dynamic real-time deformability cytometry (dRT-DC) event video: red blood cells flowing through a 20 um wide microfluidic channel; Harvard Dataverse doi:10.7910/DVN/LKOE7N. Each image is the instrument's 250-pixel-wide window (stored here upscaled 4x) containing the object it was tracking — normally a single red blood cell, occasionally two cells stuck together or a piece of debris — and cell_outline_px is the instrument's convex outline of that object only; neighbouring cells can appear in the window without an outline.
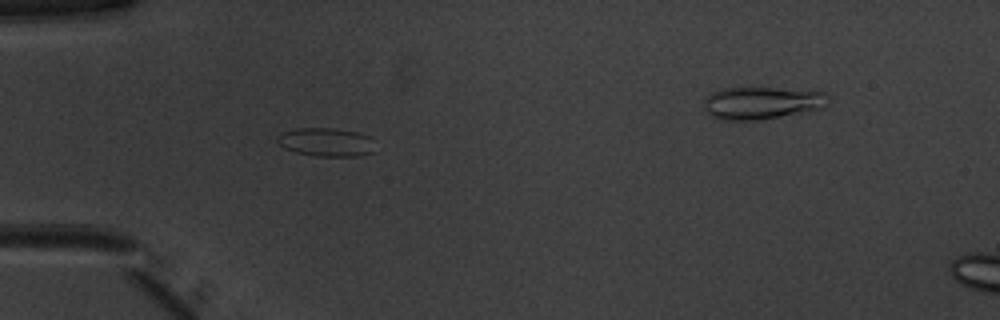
{"species": "common noctule bat (a hibernating species)", "species_latin": "Nyctalus noctula", "temperature_condition": "warm", "stored_images_in_passage": 38, "camera_frame_rate_fps": 3000, "um_per_image_px": 0.085, "animal": {"sex": "male", "body_mass_g": 20.1, "forearm_length_mm": 53.5}, "frame": {"image": 1, "passage_image": 2, "time_ms": 0.333, "image_size_px": [1000, 320], "cell_outline_px": [[372, 152], [360, 156], [316, 156], [296, 152], [284, 148], [276, 140], [276, 136], [280, 132], [296, 128], [332, 128], [356, 132], [368, 136]], "centroid_in_image_um": [27.62, 12.07], "position_along_channel_um": 57.4, "area_um2": 16.01}}
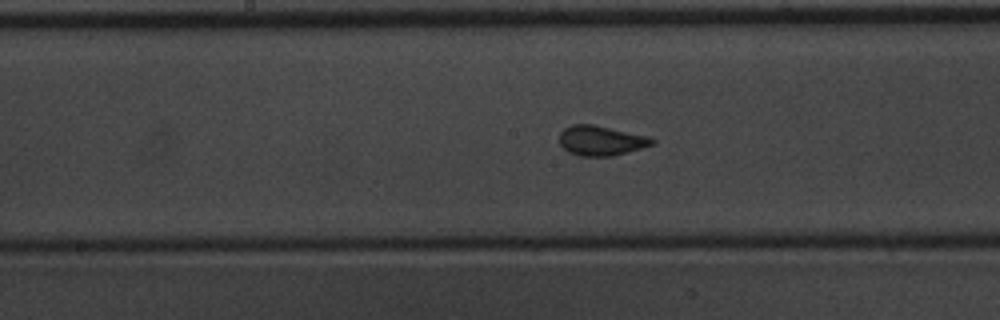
{"frame": {"image": 2, "passage_image": 13, "time_ms": 4.0, "image_size_px": [1000, 320], "cell_outline_px": [[656, 144], [612, 156], [580, 156], [568, 152], [560, 144], [560, 132], [564, 128], [572, 124], [592, 124], [648, 136], [656, 140]], "centroid_in_image_um": [51.09, 11.95], "position_along_channel_um": 197.1, "area_um2": 16.13}}
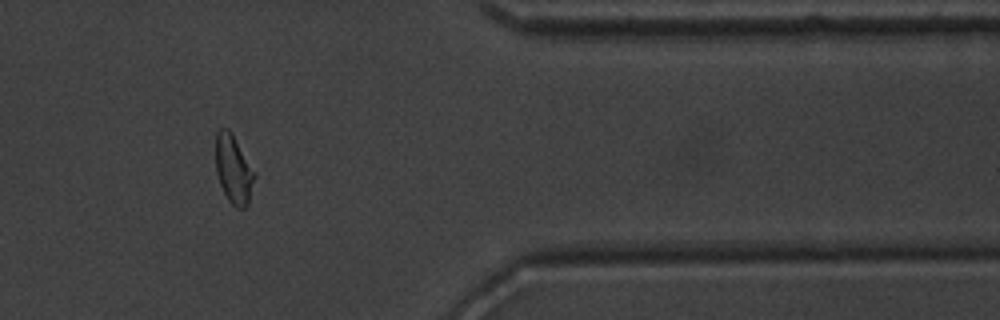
{"frame": {"image": 3, "passage_image": 29, "time_ms": 9.333, "image_size_px": [1000, 320], "cell_outline_px": [[256, 176], [248, 204], [244, 208], [236, 208], [228, 200], [220, 184], [216, 172], [216, 132], [220, 128], [228, 128], [232, 132], [256, 172]], "centroid_in_image_um": [19.87, 14.38], "position_along_channel_um": 391.5, "area_um2": 15.72}, "authors_computed_cell_mechanics": {"area_um2": 15.606, "velocity_mm_per_s": 3.9907, "shape_relaxation_time_tau1_ms": 4.658, "shape_relaxation_time_tau2_ms": 0.6582, "deformation_change_tau1": 0.126, "deformation_change_tau2": 0.0664}}